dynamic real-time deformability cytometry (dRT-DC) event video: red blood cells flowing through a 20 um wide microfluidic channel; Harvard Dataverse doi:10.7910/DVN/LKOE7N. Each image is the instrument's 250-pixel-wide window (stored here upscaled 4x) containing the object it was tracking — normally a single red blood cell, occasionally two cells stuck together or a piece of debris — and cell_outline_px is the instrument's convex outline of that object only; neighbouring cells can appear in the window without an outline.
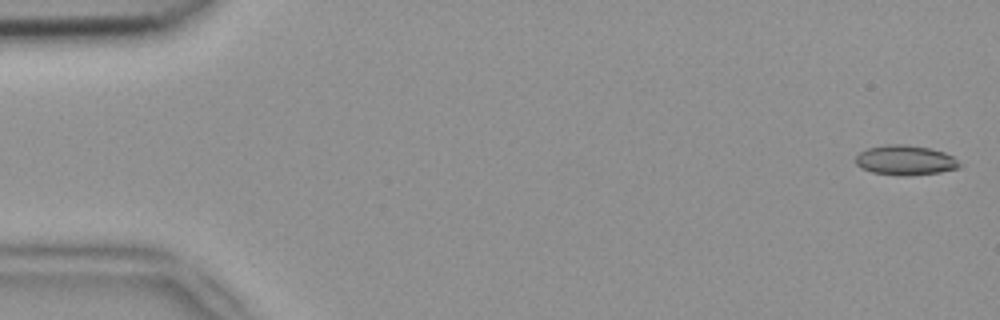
{"species": "common noctule bat (a hibernating species)", "species_latin": "Nyctalus noctula", "temperature_condition": "room temperature", "stored_images_in_passage": 52, "camera_frame_rate_fps": 3000, "um_per_image_px": 0.085, "animal": {"sex": "female", "body_mass_g": 18.4}, "frame": {"image": 1, "passage_image": 2, "time_ms": 0.333, "image_size_px": [1000, 320], "cell_outline_px": [[964, 164], [960, 168], [940, 172], [908, 176], [900, 176], [872, 172], [860, 168], [856, 164], [856, 156], [860, 152], [868, 148], [884, 144], [904, 144], [928, 148], [944, 152], [952, 156]], "centroid_in_image_um": [76.97, 13.62], "position_along_channel_um": 8.0, "area_um2": 18.26}}
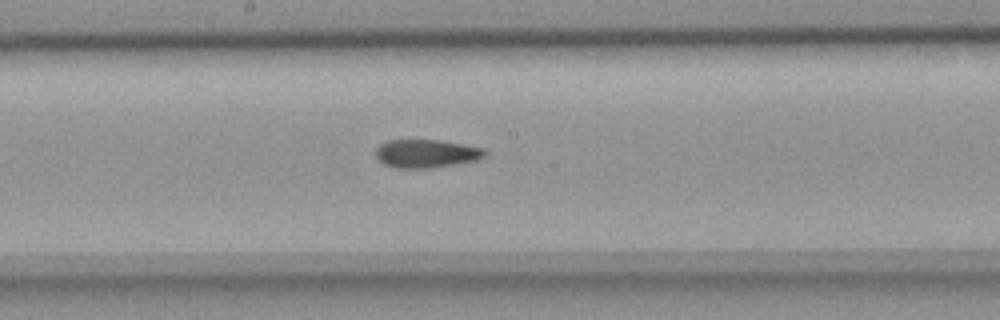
{"frame": {"image": 2, "passage_image": 28, "time_ms": 9.0, "image_size_px": [1000, 320], "cell_outline_px": [[488, 156], [476, 160], [456, 164], [432, 168], [392, 168], [384, 164], [376, 156], [376, 148], [380, 144], [388, 140], [440, 140], [464, 144], [484, 148], [488, 152]], "centroid_in_image_um": [36.27, 13.05], "position_along_channel_um": 211.9, "area_um2": 18.21}}
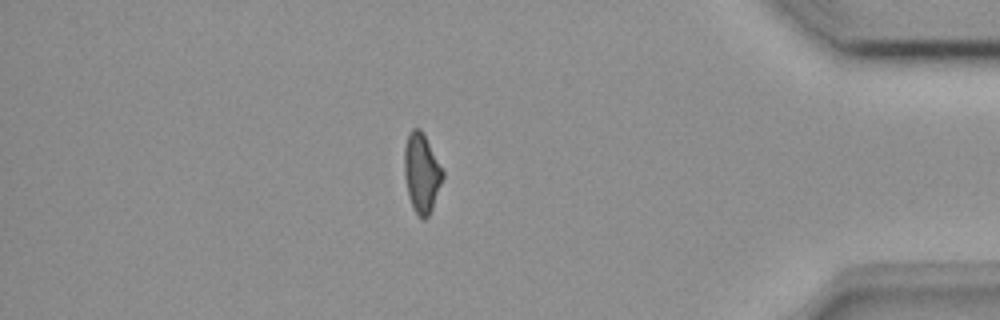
{"frame": {"image": 3, "passage_image": 45, "time_ms": 14.667, "image_size_px": [1000, 320], "cell_outline_px": [[444, 176], [432, 208], [428, 216], [424, 220], [416, 212], [408, 196], [404, 176], [404, 148], [408, 132], [412, 128], [420, 128], [444, 172]], "centroid_in_image_um": [35.82, 14.68], "position_along_channel_um": 399.4, "area_um2": 17.51}, "authors_computed_cell_mechanics": {"area_um2": 18.2359, "velocity_mm_per_s": 3.9646, "shape_relaxation_time_tau1_ms": null, "shape_relaxation_time_tau2_ms": 4.1324, "deformation_change_tau1": null, "deformation_change_tau2": 0.1024}}